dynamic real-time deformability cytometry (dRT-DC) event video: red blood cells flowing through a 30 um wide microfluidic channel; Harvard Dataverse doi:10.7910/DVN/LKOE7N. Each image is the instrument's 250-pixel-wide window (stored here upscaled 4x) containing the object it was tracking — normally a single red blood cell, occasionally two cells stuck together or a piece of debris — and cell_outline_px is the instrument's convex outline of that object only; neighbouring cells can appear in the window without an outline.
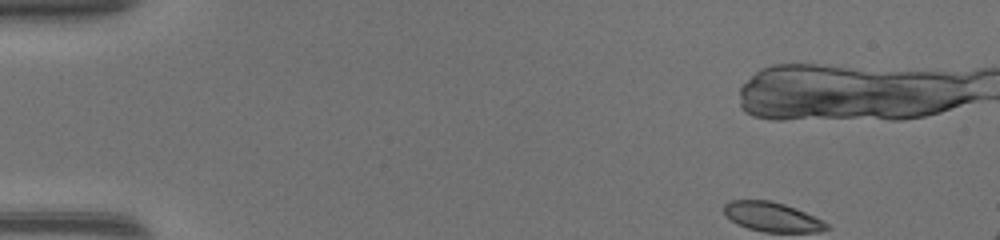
{"species": "common noctule bat (a hibernating species)", "species_latin": "Nyctalus noctula", "temperature_condition": "warm", "stored_images_in_passage": 12, "segment_of_instrument_passage": [1, 2], "camera_frame_rate_fps": 3000, "um_per_image_px": 0.085, "animal": {"sex": "female", "body_mass_g": 17.0, "forearm_length_mm": 48.0}, "frame": {"image": 1, "passage_image": 1, "time_ms": 0.0, "image_size_px": [1000, 240], "cell_outline_px": [[972, 96], [956, 104], [932, 112], [916, 116], [764, 116], [792, 104], [812, 96], [824, 92], [872, 88]], "centroid_in_image_um": [73.97, 8.81], "position_along_channel_um": 11.0, "area_um2": 28.32}}